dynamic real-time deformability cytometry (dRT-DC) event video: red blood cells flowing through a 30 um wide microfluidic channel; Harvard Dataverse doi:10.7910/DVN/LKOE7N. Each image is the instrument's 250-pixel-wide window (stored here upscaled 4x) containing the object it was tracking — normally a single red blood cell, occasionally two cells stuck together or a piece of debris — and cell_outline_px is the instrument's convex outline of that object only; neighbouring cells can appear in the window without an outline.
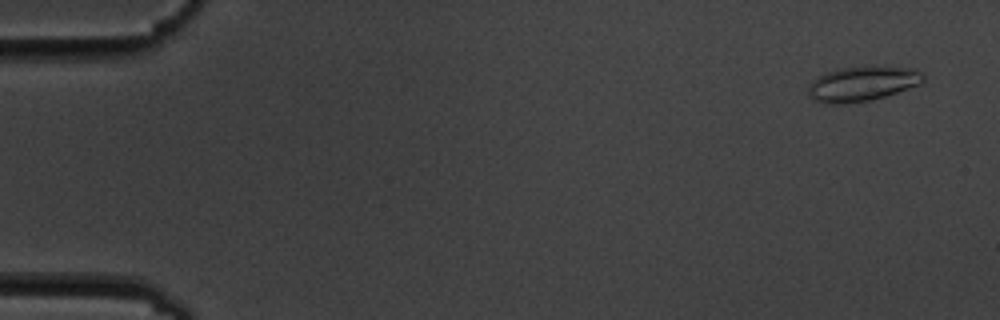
{"species": "common noctule bat (a hibernating species)", "species_latin": "Nyctalus noctula", "temperature_condition": "cold", "stored_images_in_passage": 4, "camera_frame_rate_fps": 3000, "um_per_image_px": 0.085, "animal": {"sex": "male", "body_mass_g": 19.5, "forearm_length_mm": 54.6}, "frame": {"image": 1, "passage_image": 1, "time_ms": 0.0, "image_size_px": [1000, 320], "cell_outline_px": [[924, 80], [920, 84], [872, 100], [844, 104], [824, 104], [816, 100], [808, 92], [808, 84], [812, 80], [828, 72], [840, 68], [864, 64], [872, 64], [916, 68], [924, 76]], "centroid_in_image_um": [73.32, 7.08], "position_along_channel_um": 11.7, "area_um2": 23.87}}
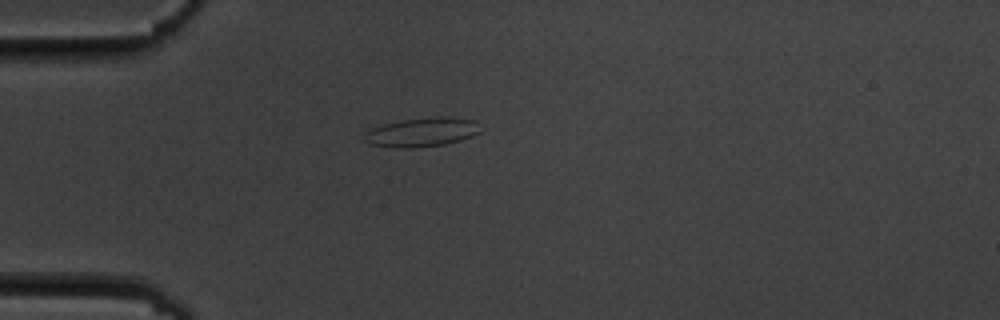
{"frame": {"image": 2, "passage_image": 4, "time_ms": 4.333, "image_size_px": [1000, 320], "cell_outline_px": [[484, 128], [480, 132], [472, 136], [460, 140], [444, 144], [412, 148], [396, 148], [368, 144], [364, 140], [364, 132], [372, 128], [384, 124], [404, 120], [436, 116], [444, 116], [476, 120]], "centroid_in_image_um": [35.9, 11.23], "position_along_channel_um": 49.1, "area_um2": 19.88}}